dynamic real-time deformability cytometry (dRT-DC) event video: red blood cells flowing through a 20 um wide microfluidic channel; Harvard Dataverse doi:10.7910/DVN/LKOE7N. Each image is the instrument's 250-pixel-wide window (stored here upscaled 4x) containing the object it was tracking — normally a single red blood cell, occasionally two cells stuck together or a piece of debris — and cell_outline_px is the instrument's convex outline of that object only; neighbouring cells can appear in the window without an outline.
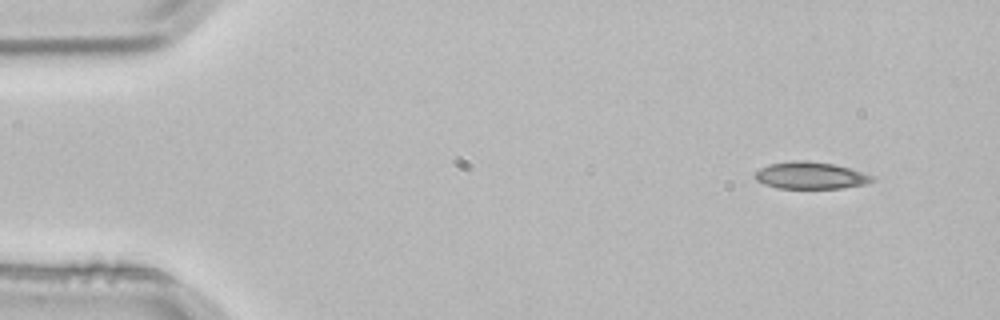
{"species": "common noctule bat (a hibernating species)", "species_latin": "Nyctalus noctula", "temperature_condition": "room temperature", "stored_images_in_passage": 3, "camera_frame_rate_fps": 3000, "um_per_image_px": 0.085, "animal": {"sex": "male", "body_mass_g": 21.5, "forearm_length_mm": 52.0}, "frame": {"image": 1, "passage_image": 1, "time_ms": 0.0, "image_size_px": [1000, 320], "cell_outline_px": [[876, 180], [864, 184], [840, 188], [776, 188], [764, 184], [756, 180], [756, 172], [760, 168], [768, 164], [796, 160], [804, 160], [832, 164], [848, 168], [876, 176]], "centroid_in_image_um": [68.9, 14.92], "position_along_channel_um": 16.1, "area_um2": 18.32}}